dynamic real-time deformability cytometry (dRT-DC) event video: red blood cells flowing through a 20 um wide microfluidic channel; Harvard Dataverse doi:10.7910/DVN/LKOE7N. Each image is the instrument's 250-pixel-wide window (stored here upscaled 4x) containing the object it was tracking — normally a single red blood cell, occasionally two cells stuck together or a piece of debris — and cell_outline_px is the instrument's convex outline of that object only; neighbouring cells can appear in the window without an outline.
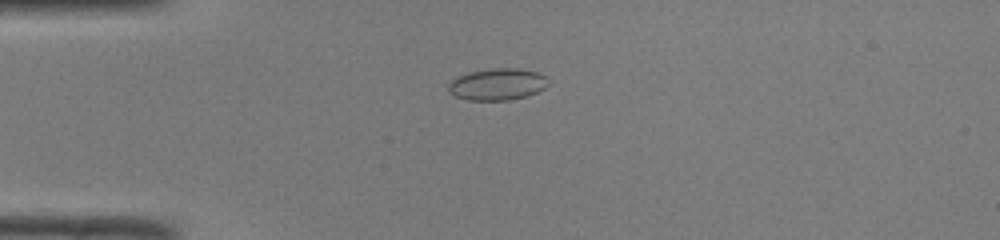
{"species": "common noctule bat (a hibernating species)", "species_latin": "Nyctalus noctula", "temperature_condition": "room temperature", "stored_images_in_passage": 40, "camera_frame_rate_fps": 3000, "um_per_image_px": 0.085, "animal": {"sex": "male", "body_mass_g": 19.0, "forearm_length_mm": 50.8}, "frame": {"image": 1, "passage_image": 3, "time_ms": 0.667, "image_size_px": [1000, 240], "cell_outline_px": [[548, 84], [544, 88], [528, 96], [508, 100], [468, 100], [456, 96], [448, 88], [448, 84], [456, 76], [468, 72], [492, 68], [520, 68], [536, 72], [544, 76]], "centroid_in_image_um": [42.26, 7.15], "position_along_channel_um": 42.7, "area_um2": 18.38}}
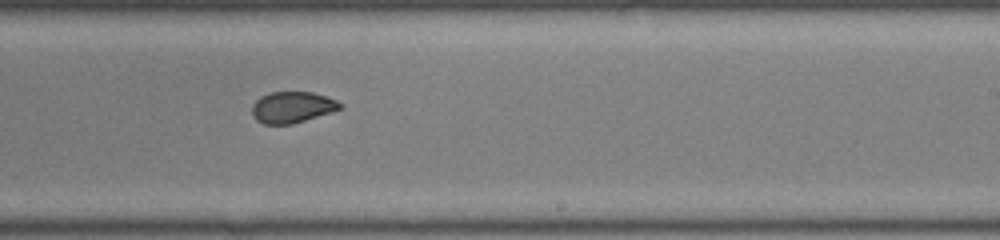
{"frame": {"image": 2, "passage_image": 21, "time_ms": 6.667, "image_size_px": [1000, 240], "cell_outline_px": [[344, 108], [332, 112], [292, 124], [264, 124], [256, 120], [252, 116], [252, 104], [260, 96], [268, 92], [312, 92], [336, 100], [344, 104]], "centroid_in_image_um": [24.84, 9.11], "position_along_channel_um": 264.2, "area_um2": 16.18}}
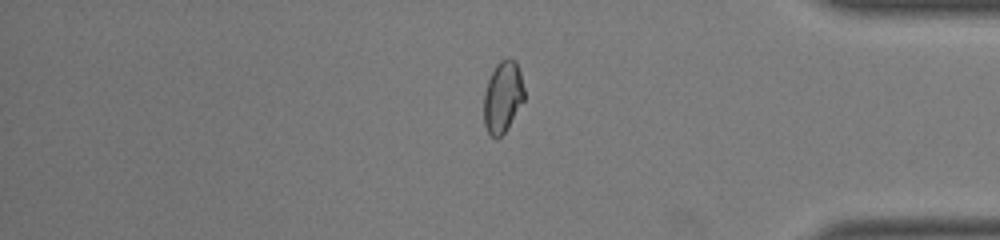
{"frame": {"image": 3, "passage_image": 32, "time_ms": 10.333, "image_size_px": [1000, 240], "cell_outline_px": [[524, 100], [508, 128], [496, 140], [488, 132], [484, 124], [484, 92], [488, 80], [496, 64], [500, 60], [508, 56], [516, 60], [520, 72], [524, 88]], "centroid_in_image_um": [42.74, 8.21], "position_along_channel_um": 392.5, "area_um2": 16.99}, "authors_computed_cell_mechanics": {"area_um2": 17.051, "velocity_mm_per_s": 4.0951, "shape_relaxation_time_tau1_ms": null, "shape_relaxation_time_tau2_ms": 1.0972, "deformation_change_tau1": null, "deformation_change_tau2": 0.0565}}